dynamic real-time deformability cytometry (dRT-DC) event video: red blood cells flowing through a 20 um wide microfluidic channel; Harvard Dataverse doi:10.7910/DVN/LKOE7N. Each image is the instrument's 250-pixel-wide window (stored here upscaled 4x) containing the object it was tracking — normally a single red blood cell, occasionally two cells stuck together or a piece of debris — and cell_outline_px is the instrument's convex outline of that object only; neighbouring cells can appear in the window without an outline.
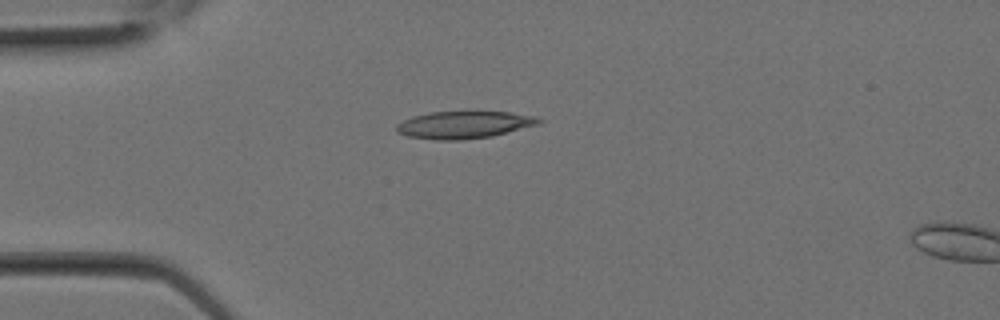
{"species": "Egyptian fruit bat (a non-hibernating species)", "species_latin": "Rousettus aegyptiacus", "temperature_condition": "room temperature", "stored_images_in_passage": 2, "camera_frame_rate_fps": 3000, "um_per_image_px": 0.085, "animal": {"sex": "female"}, "frame": {"image": 1, "passage_image": 1, "time_ms": 0.0, "image_size_px": [1000, 320], "cell_outline_px": [[544, 120], [540, 124], [492, 136], [460, 140], [436, 140], [408, 136], [396, 132], [396, 124], [412, 116], [432, 112], [512, 112], [536, 116]], "centroid_in_image_um": [39.46, 10.61], "position_along_channel_um": 45.5, "area_um2": 22.66}}